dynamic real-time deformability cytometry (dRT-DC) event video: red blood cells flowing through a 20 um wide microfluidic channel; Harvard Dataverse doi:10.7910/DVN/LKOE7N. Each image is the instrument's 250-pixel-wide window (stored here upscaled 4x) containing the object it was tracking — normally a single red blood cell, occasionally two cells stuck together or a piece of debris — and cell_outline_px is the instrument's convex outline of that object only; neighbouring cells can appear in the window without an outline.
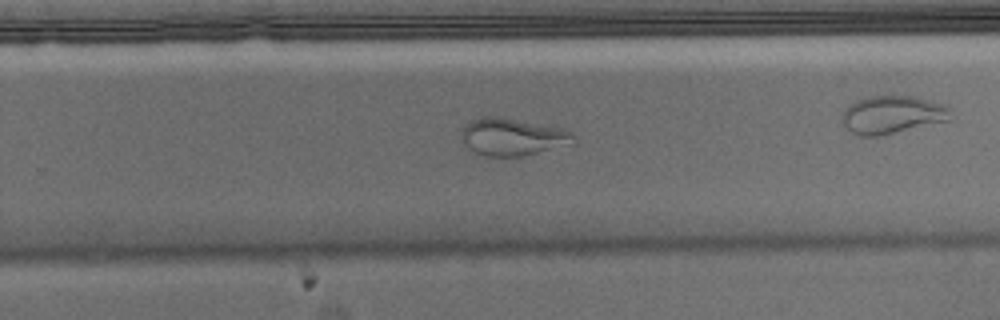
{"species": "Egyptian fruit bat (a non-hibernating species)", "species_latin": "Rousettus aegyptiacus", "temperature_condition": "warm", "stored_images_in_passage": 33, "camera_frame_rate_fps": 3000, "um_per_image_px": 0.085, "animal": {"sex": "male"}, "frame": {"image": 1, "passage_image": 15, "time_ms": 4.667, "image_size_px": [1000, 320], "cell_outline_px": [[576, 144], [524, 156], [484, 156], [476, 152], [464, 144], [460, 140], [464, 124], [472, 120], [484, 116], [500, 116], [564, 128], [572, 132], [576, 136]], "centroid_in_image_um": [43.63, 11.63], "position_along_channel_um": 286.2, "area_um2": 24.97}}